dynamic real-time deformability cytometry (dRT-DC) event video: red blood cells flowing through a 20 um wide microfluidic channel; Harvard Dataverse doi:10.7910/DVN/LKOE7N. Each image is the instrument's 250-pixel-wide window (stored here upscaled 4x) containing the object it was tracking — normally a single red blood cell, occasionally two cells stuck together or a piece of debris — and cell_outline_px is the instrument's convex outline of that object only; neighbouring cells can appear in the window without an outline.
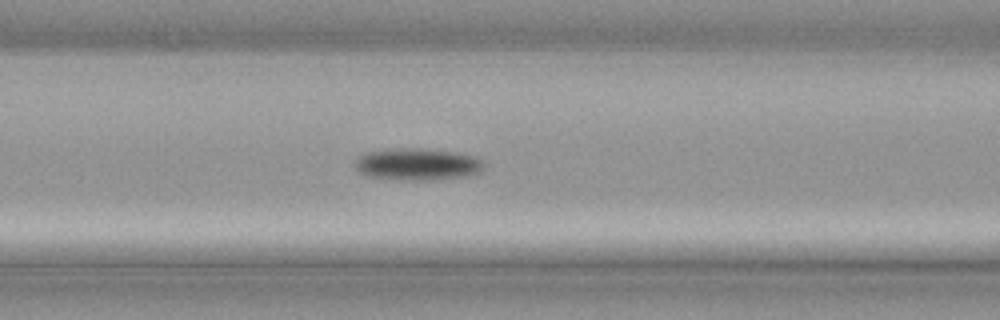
{"species": "common noctule bat (a hibernating species)", "species_latin": "Nyctalus noctula", "temperature_condition": "cold", "stored_images_in_passage": 48, "camera_frame_rate_fps": 3000, "um_per_image_px": 0.085, "animal": {"sex": "male", "body_mass_g": 21.5, "forearm_length_mm": 52.0}, "frame": {"image": 1, "passage_image": 20, "time_ms": 6.333, "image_size_px": [1000, 320], "cell_outline_px": [[484, 168], [480, 172], [468, 176], [428, 180], [400, 180], [368, 176], [356, 172], [356, 160], [360, 156], [368, 152], [400, 148], [420, 148], [456, 152], [476, 156], [484, 160]], "centroid_in_image_um": [35.53, 13.97], "position_along_channel_um": 131.1, "area_um2": 24.16}}
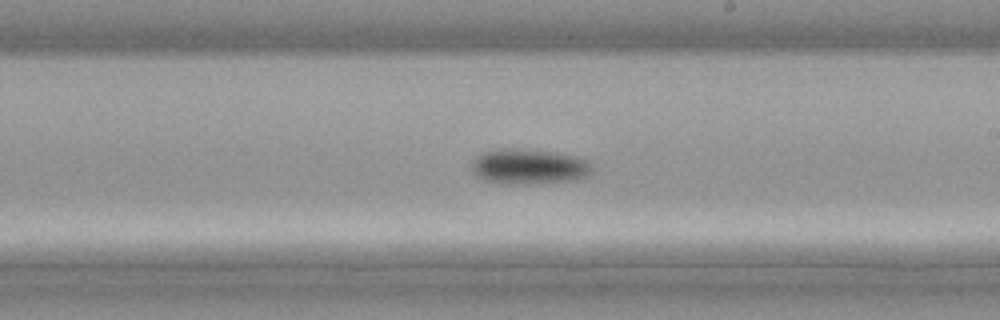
{"frame": {"image": 2, "passage_image": 28, "time_ms": 9.0, "image_size_px": [1000, 320], "cell_outline_px": [[592, 172], [588, 176], [576, 180], [528, 184], [496, 184], [484, 180], [476, 176], [472, 172], [472, 160], [476, 156], [484, 152], [508, 148], [556, 152], [576, 156], [588, 160], [592, 164]], "centroid_in_image_um": [44.97, 14.18], "position_along_channel_um": 244.0, "area_um2": 25.09}}
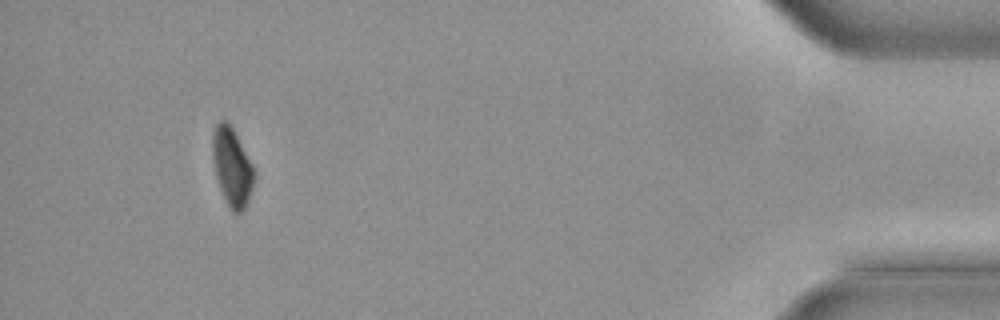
{"frame": {"image": 3, "passage_image": 45, "time_ms": 14.667, "image_size_px": [1000, 320], "cell_outline_px": [[252, 188], [248, 200], [244, 208], [240, 212], [232, 212], [220, 188], [216, 176], [212, 156], [212, 132], [216, 124], [220, 120], [224, 120], [232, 128], [252, 164]], "centroid_in_image_um": [19.68, 14.16], "position_along_channel_um": 415.5, "area_um2": 18.26}}